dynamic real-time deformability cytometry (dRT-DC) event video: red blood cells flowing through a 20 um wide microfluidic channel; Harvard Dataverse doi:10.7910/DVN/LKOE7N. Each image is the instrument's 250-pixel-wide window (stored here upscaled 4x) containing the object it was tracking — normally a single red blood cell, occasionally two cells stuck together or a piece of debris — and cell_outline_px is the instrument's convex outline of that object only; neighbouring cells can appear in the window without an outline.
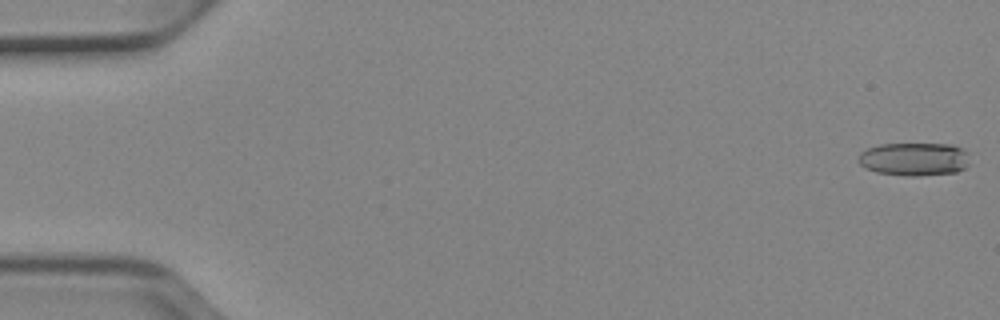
{"species": "Egyptian fruit bat (a non-hibernating species)", "species_latin": "Rousettus aegyptiacus", "temperature_condition": "cold", "stored_images_in_passage": 52, "camera_frame_rate_fps": 3000, "um_per_image_px": 0.085, "animal": {"sex": "female"}, "frame": {"image": 1, "passage_image": 1, "time_ms": 0.0, "image_size_px": [1000, 320], "cell_outline_px": [[968, 164], [964, 168], [956, 172], [916, 176], [904, 176], [876, 172], [864, 168], [856, 160], [860, 152], [868, 148], [880, 144], [952, 144], [968, 152]], "centroid_in_image_um": [77.67, 13.53], "position_along_channel_um": 7.3, "area_um2": 21.73}}
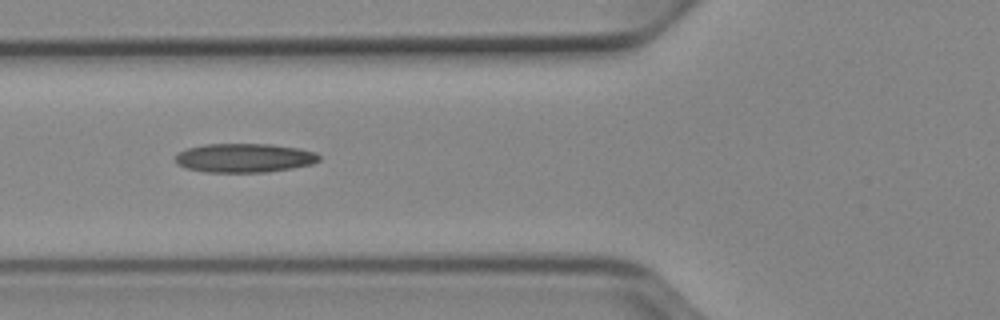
{"frame": {"image": 2, "passage_image": 20, "time_ms": 6.333, "image_size_px": [1000, 320], "cell_outline_px": [[320, 160], [312, 164], [292, 168], [268, 172], [204, 172], [184, 168], [176, 164], [176, 156], [180, 152], [188, 148], [204, 144], [272, 144], [300, 148], [316, 152], [320, 156]], "centroid_in_image_um": [20.79, 13.42], "position_along_channel_um": 105.0, "area_um2": 24.45}}
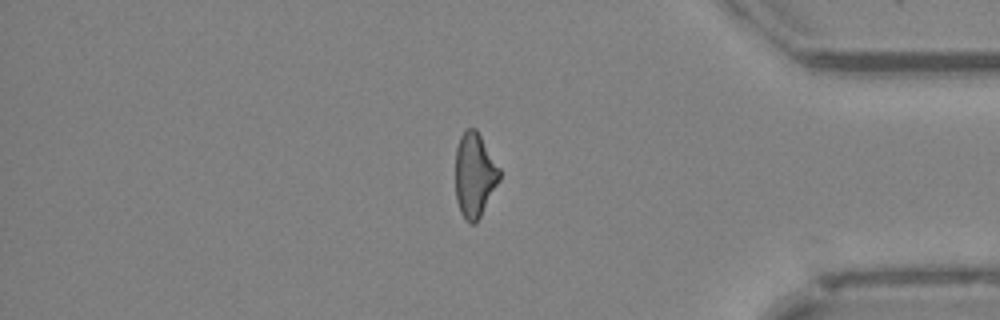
{"frame": {"image": 3, "passage_image": 44, "time_ms": 14.333, "image_size_px": [1000, 320], "cell_outline_px": [[500, 180], [476, 224], [468, 224], [460, 212], [456, 200], [456, 148], [460, 136], [468, 128], [476, 128], [500, 168]], "centroid_in_image_um": [40.34, 14.9], "position_along_channel_um": 394.9, "area_um2": 21.73}, "authors_computed_cell_mechanics": {"area_um2": 22.4842, "velocity_mm_per_s": 3.9434, "shape_relaxation_time_tau1_ms": null, "shape_relaxation_time_tau2_ms": 3.3714, "deformation_change_tau1": null, "deformation_change_tau2": 0.1325}}